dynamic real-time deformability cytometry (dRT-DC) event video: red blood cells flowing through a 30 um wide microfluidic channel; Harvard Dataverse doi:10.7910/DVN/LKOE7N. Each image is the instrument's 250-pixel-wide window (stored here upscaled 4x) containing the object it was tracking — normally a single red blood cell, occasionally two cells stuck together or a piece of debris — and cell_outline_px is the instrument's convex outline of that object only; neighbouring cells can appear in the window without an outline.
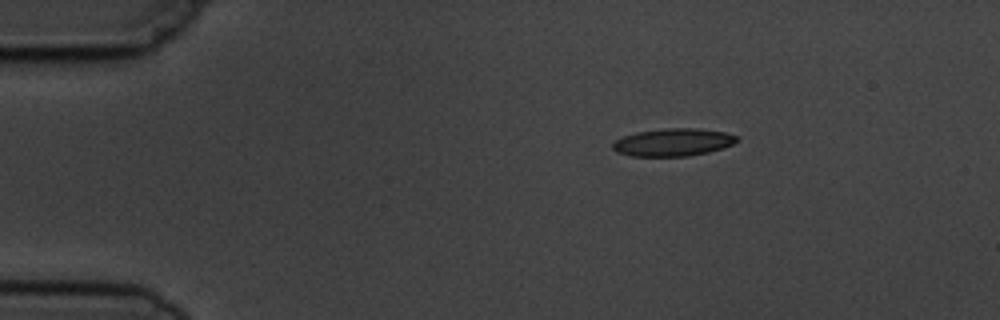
{"species": "common noctule bat (a hibernating species)", "species_latin": "Nyctalus noctula", "temperature_condition": "cold", "stored_images_in_passage": 2, "camera_frame_rate_fps": 3000, "um_per_image_px": 0.085, "animal": {"sex": "male", "body_mass_g": 19.5, "forearm_length_mm": 54.6}, "frame": {"image": 1, "passage_image": 2, "time_ms": 1.333, "image_size_px": [1000, 320], "cell_outline_px": [[736, 140], [732, 144], [724, 148], [708, 152], [688, 156], [632, 156], [616, 152], [612, 148], [612, 144], [616, 140], [624, 136], [636, 132], [664, 128], [696, 128], [724, 132], [736, 136]], "centroid_in_image_um": [57.18, 12.09], "position_along_channel_um": 27.8, "area_um2": 19.88}}